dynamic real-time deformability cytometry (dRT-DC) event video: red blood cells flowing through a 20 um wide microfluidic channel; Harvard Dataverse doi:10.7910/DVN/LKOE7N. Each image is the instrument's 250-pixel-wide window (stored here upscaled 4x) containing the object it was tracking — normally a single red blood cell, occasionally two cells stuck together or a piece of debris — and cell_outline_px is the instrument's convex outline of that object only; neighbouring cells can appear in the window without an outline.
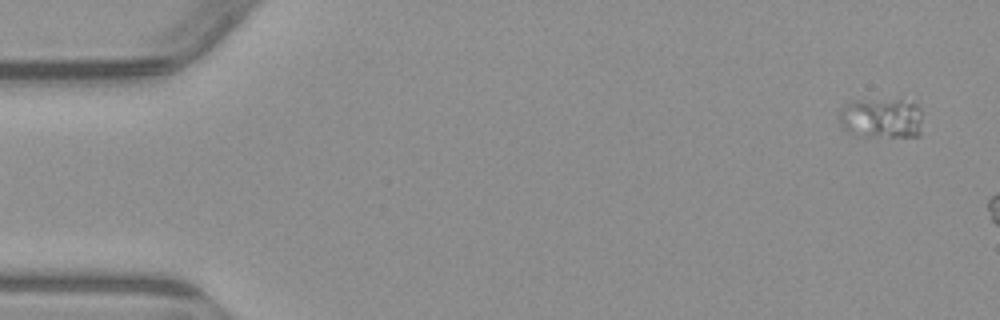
{"species": "common noctule bat (a hibernating species)", "species_latin": "Nyctalus noctula", "temperature_condition": "warm", "stored_images_in_passage": 3, "segment_of_instrument_passage": [1, 2], "camera_frame_rate_fps": 3000, "um_per_image_px": 0.085, "animal": {"sex": "male", "body_mass_g": 23.1, "forearm_length_mm": 52.7}, "frame": {"image": 1, "passage_image": 1, "time_ms": 0.0, "image_size_px": [1000, 320], "cell_outline_px": [[920, 136], [856, 136], [848, 132], [840, 124], [840, 112], [844, 104], [848, 100], [900, 96], [916, 104], [920, 108]], "centroid_in_image_um": [74.91, 9.96], "position_along_channel_um": 10.1, "area_um2": 20.52}}